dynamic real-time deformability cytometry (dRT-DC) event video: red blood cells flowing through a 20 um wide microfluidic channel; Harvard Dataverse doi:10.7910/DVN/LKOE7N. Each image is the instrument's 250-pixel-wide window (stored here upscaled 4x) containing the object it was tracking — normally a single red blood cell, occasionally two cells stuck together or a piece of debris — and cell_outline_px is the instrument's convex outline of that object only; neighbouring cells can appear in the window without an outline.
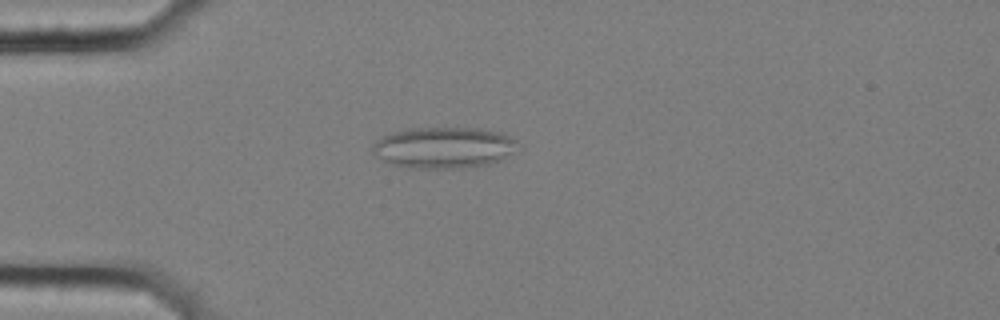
{"species": "common noctule bat (a hibernating species)", "species_latin": "Nyctalus noctula", "temperature_condition": "cold", "stored_images_in_passage": 58, "camera_frame_rate_fps": 3000, "um_per_image_px": 0.085, "animal": {"sex": "female", "body_mass_g": 25.1}, "frame": {"image": 1, "passage_image": 16, "time_ms": 5.0, "image_size_px": [1000, 320], "cell_outline_px": [[524, 144], [500, 160], [488, 164], [460, 168], [412, 168], [392, 164], [384, 160], [372, 152], [372, 144], [376, 140], [392, 132], [408, 128], [484, 128], [504, 132]], "centroid_in_image_um": [37.79, 12.52], "position_along_channel_um": 47.2, "area_um2": 35.26}}
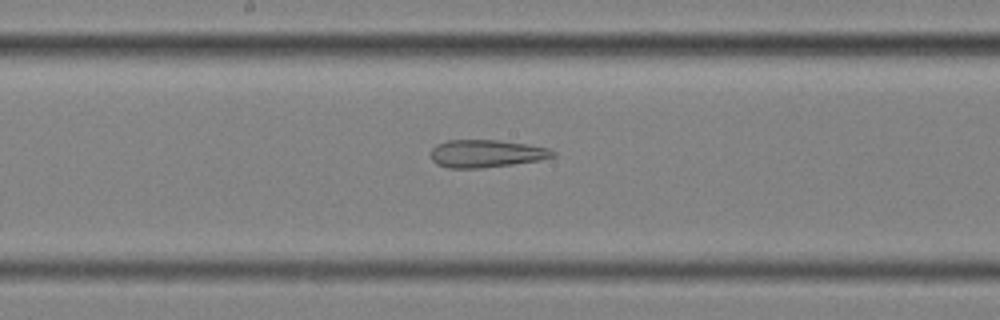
{"frame": {"image": 2, "passage_image": 31, "time_ms": 10.0, "image_size_px": [1000, 320], "cell_outline_px": [[556, 156], [540, 160], [512, 164], [480, 168], [448, 168], [436, 164], [432, 160], [432, 148], [436, 144], [448, 140], [500, 140], [548, 148], [556, 152]], "centroid_in_image_um": [41.32, 13.05], "position_along_channel_um": 206.9, "area_um2": 19.59}}
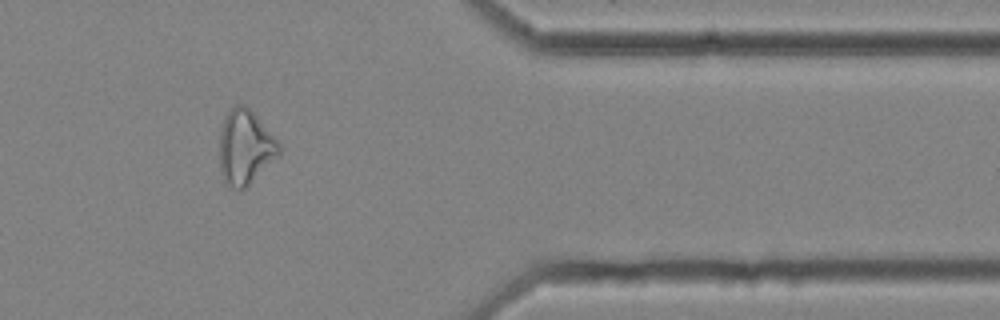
{"frame": {"image": 3, "passage_image": 48, "time_ms": 15.667, "image_size_px": [1000, 320], "cell_outline_px": [[284, 148], [280, 156], [244, 188], [232, 188], [224, 180], [220, 172], [220, 132], [224, 116], [236, 104], [244, 104], [256, 116]], "centroid_in_image_um": [20.86, 12.51], "position_along_channel_um": 390.5, "area_um2": 25.78}, "authors_computed_cell_mechanics": {"area_um2": 26.588, "velocity_mm_per_s": 3.5532, "shape_relaxation_time_tau1_ms": null, "shape_relaxation_time_tau2_ms": 3.7475, "deformation_change_tau1": null, "deformation_change_tau2": 0.1608}}